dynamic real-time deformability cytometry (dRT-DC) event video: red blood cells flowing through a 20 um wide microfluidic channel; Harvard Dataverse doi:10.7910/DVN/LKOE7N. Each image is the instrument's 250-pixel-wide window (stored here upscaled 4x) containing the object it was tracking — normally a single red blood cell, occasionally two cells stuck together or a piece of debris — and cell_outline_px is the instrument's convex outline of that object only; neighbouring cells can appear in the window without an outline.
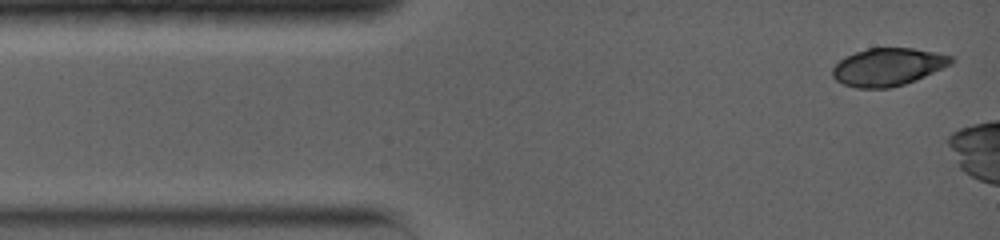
{"species": "common noctule bat (a hibernating species)", "species_latin": "Nyctalus noctula", "temperature_condition": "warm", "stored_images_in_passage": 4, "camera_frame_rate_fps": 5000, "um_per_image_px": 0.085, "animal": {"sex": "female", "body_mass_g": 19.0, "forearm_length_mm": 56.7}, "frame": {"image": 1, "passage_image": 1, "time_ms": 0.0, "image_size_px": [1000, 240], "cell_outline_px": [[956, 60], [952, 64], [916, 80], [904, 84], [888, 88], [856, 88], [844, 84], [836, 80], [832, 76], [832, 68], [844, 56], [868, 48], [912, 48], [936, 52], [952, 56]], "centroid_in_image_um": [75.48, 5.69], "position_along_channel_um": 9.5, "area_um2": 26.13}}